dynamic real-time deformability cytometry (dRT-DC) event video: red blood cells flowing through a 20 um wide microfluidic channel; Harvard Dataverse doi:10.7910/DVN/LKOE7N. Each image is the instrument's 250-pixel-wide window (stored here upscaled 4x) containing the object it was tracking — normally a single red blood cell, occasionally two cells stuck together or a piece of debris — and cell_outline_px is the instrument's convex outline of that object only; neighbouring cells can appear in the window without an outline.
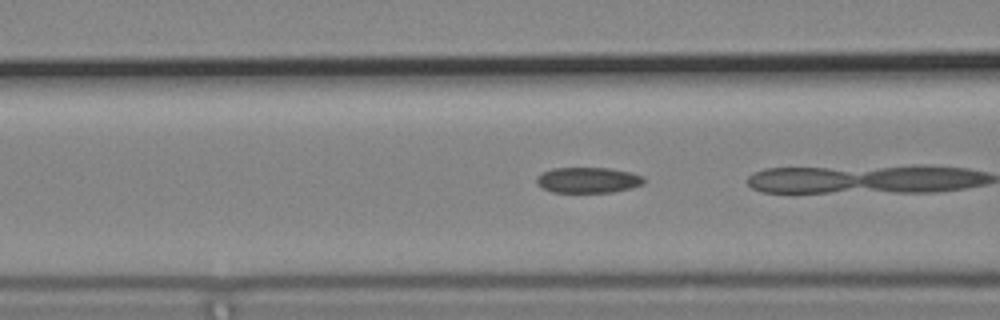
{"species": "common noctule bat (a hibernating species)", "species_latin": "Nyctalus noctula", "temperature_condition": "cold", "stored_images_in_passage": 19, "camera_frame_rate_fps": 3000, "um_per_image_px": 0.085, "animal": {"sex": "male", "body_mass_g": 19.2, "forearm_length_mm": 51.8}, "frame": {"image": 1, "passage_image": 18, "time_ms": 5.667, "image_size_px": [1000, 320], "cell_outline_px": [[644, 184], [632, 188], [612, 192], [552, 192], [536, 184], [536, 176], [540, 172], [552, 168], [608, 168], [632, 172], [644, 176]], "centroid_in_image_um": [49.98, 15.3], "position_along_channel_um": 116.6, "area_um2": 16.24}}